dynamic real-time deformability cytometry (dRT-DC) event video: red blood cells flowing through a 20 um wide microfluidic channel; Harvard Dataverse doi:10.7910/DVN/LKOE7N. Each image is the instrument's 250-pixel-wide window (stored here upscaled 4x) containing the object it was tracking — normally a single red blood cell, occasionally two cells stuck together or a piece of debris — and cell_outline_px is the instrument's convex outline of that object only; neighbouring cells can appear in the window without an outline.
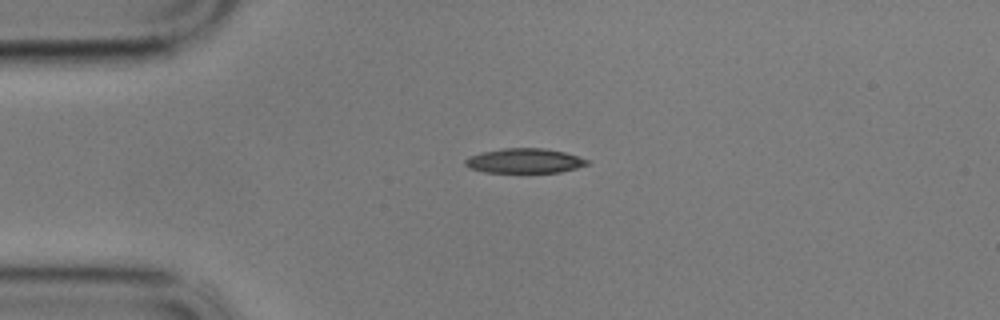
{"species": "common noctule bat (a hibernating species)", "species_latin": "Nyctalus noctula", "temperature_condition": "cold", "stored_images_in_passage": 45, "camera_frame_rate_fps": 3000, "um_per_image_px": 0.085, "animal": {"sex": "male", "body_mass_g": 17.9}, "frame": {"image": 1, "passage_image": 1, "time_ms": 0.0, "image_size_px": [1000, 320], "cell_outline_px": [[588, 164], [576, 168], [560, 172], [484, 172], [468, 168], [464, 164], [464, 160], [472, 156], [484, 152], [504, 148], [544, 148], [564, 152], [588, 160]], "centroid_in_image_um": [44.57, 13.67], "position_along_channel_um": 40.4, "area_um2": 17.28}}
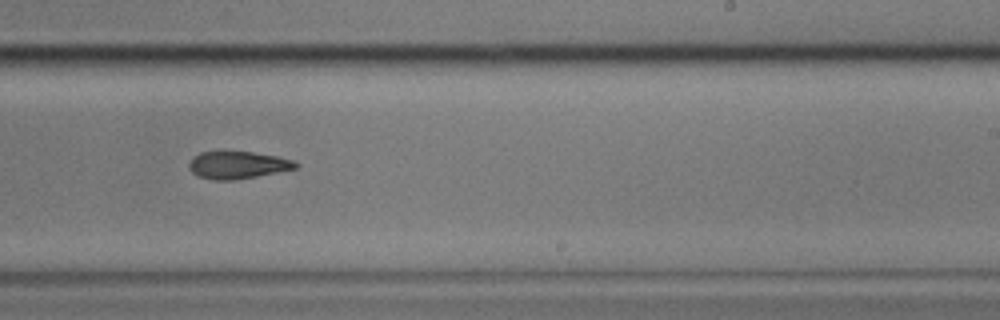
{"frame": {"image": 2, "passage_image": 23, "time_ms": 7.333, "image_size_px": [1000, 320], "cell_outline_px": [[300, 164], [296, 168], [236, 180], [212, 180], [196, 176], [188, 168], [188, 164], [192, 156], [200, 152], [252, 152], [276, 156], [292, 160]], "centroid_in_image_um": [20.14, 14.03], "position_along_channel_um": 268.9, "area_um2": 16.99}}
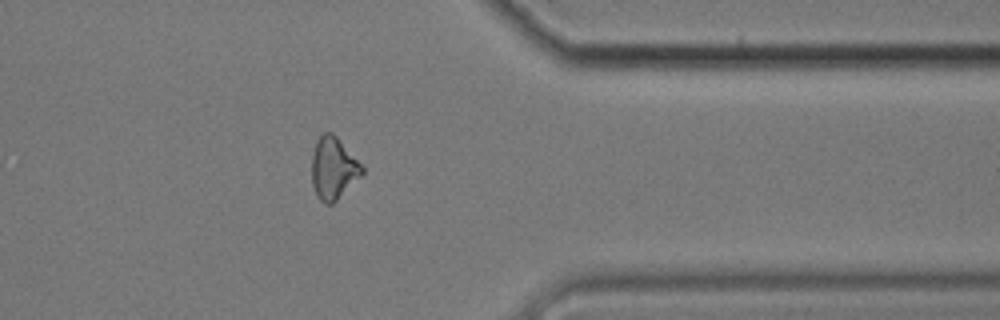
{"frame": {"image": 3, "passage_image": 34, "time_ms": 11.0, "image_size_px": [1000, 320], "cell_outline_px": [[364, 172], [332, 204], [324, 204], [320, 200], [312, 184], [312, 152], [316, 140], [324, 132], [332, 132], [336, 136], [364, 168]], "centroid_in_image_um": [28.31, 14.29], "position_along_channel_um": 383.1, "area_um2": 17.86}, "authors_computed_cell_mechanics": {"area_um2": 18.3804, "velocity_mm_per_s": 3.443, "shape_relaxation_time_tau1_ms": 3.9403, "shape_relaxation_time_tau2_ms": null, "deformation_change_tau1": 0.1299, "deformation_change_tau2": null}}